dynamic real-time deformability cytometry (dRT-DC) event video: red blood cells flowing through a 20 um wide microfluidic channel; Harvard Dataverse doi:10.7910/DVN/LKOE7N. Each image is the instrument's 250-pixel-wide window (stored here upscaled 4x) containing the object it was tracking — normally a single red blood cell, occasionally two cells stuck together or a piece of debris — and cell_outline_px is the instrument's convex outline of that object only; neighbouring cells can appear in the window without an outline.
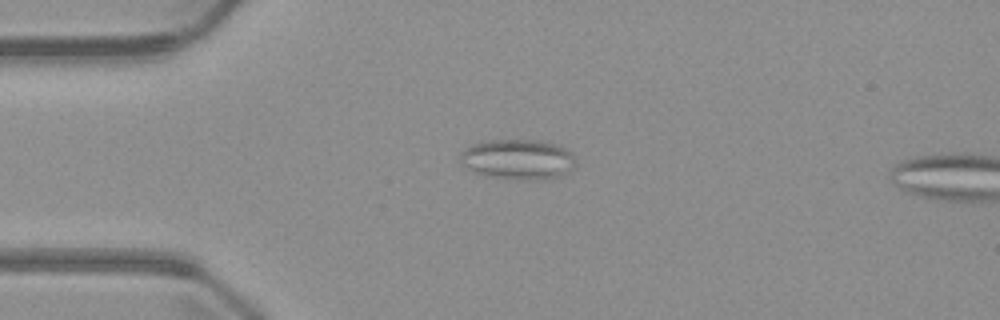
{"species": "common noctule bat (a hibernating species)", "species_latin": "Nyctalus noctula", "temperature_condition": "warm", "stored_images_in_passage": 4, "camera_frame_rate_fps": 3000, "um_per_image_px": 0.085, "animal": {"sex": "male", "body_mass_g": 23.1, "forearm_length_mm": 52.7}, "frame": {"image": 1, "passage_image": 3, "time_ms": 2.333, "image_size_px": [1000, 320], "cell_outline_px": [[576, 164], [568, 172], [560, 176], [548, 180], [540, 180], [488, 176], [476, 172], [460, 164], [460, 152], [464, 148], [472, 144], [488, 140], [544, 140], [556, 144], [572, 152], [576, 160]], "centroid_in_image_um": [44.05, 13.53], "position_along_channel_um": 41.0, "area_um2": 27.22}}